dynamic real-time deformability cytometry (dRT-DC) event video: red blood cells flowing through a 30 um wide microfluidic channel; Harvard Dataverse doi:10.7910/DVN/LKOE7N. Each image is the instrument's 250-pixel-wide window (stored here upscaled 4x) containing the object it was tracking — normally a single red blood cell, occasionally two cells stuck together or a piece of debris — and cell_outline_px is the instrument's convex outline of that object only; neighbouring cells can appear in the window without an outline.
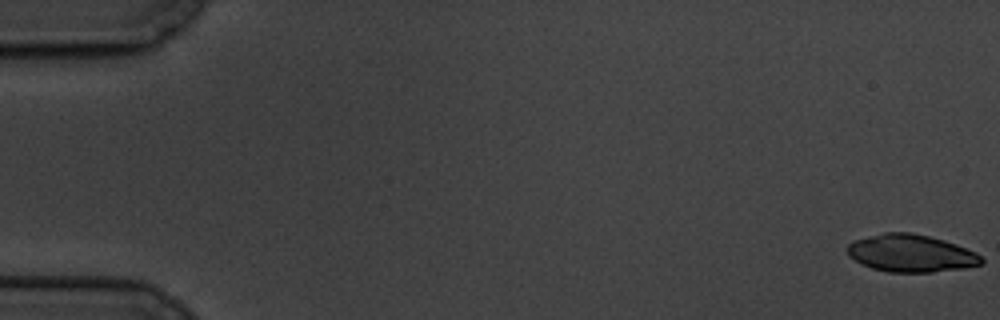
{"species": "common noctule bat (a hibernating species)", "species_latin": "Nyctalus noctula", "temperature_condition": "cold", "stored_images_in_passage": 5, "camera_frame_rate_fps": 3000, "um_per_image_px": 0.085, "animal": {"sex": "male", "body_mass_g": 19.5, "forearm_length_mm": 54.6}, "frame": {"image": 1, "passage_image": 1, "time_ms": 0.0, "image_size_px": [1000, 320], "cell_outline_px": [[984, 264], [964, 268], [932, 272], [888, 272], [872, 268], [860, 264], [848, 256], [844, 248], [848, 244], [856, 240], [884, 232], [912, 232], [944, 240], [956, 244], [976, 252], [984, 260]], "centroid_in_image_um": [77.41, 21.53], "position_along_channel_um": 7.6, "area_um2": 29.48}}